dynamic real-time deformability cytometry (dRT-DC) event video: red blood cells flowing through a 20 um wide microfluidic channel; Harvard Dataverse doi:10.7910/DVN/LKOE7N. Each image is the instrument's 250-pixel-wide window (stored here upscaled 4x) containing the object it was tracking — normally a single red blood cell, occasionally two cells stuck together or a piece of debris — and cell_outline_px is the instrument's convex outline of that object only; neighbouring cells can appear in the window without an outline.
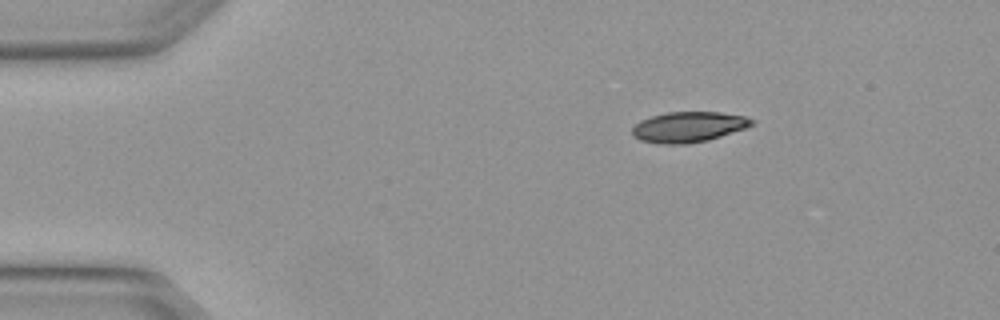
{"species": "Egyptian fruit bat (a non-hibernating species)", "species_latin": "Rousettus aegyptiacus", "temperature_condition": "warm", "stored_images_in_passage": 3, "camera_frame_rate_fps": 3000, "um_per_image_px": 0.085, "animal": {"sex": "female"}, "frame": {"image": 1, "passage_image": 1, "time_ms": 0.0, "image_size_px": [1000, 320], "cell_outline_px": [[752, 124], [744, 128], [708, 140], [688, 144], [656, 144], [640, 140], [632, 136], [632, 128], [640, 120], [652, 116], [668, 112], [720, 112], [744, 116], [752, 120]], "centroid_in_image_um": [58.45, 10.8], "position_along_channel_um": 26.6, "area_um2": 21.1}}
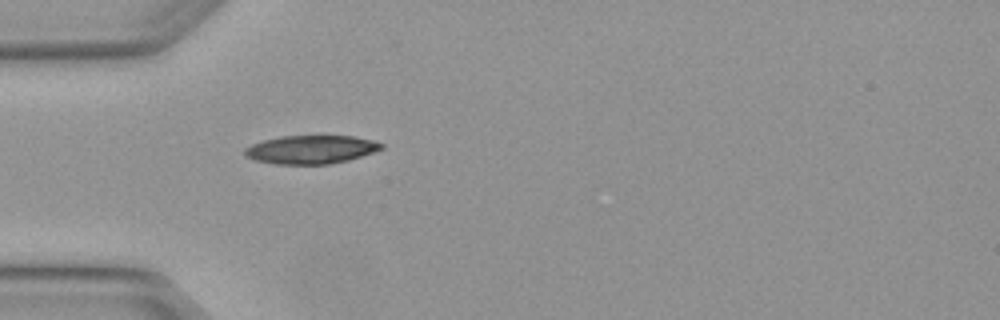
{"frame": {"image": 2, "passage_image": 3, "time_ms": 0.667, "image_size_px": [1000, 320], "cell_outline_px": [[384, 148], [348, 160], [328, 164], [276, 164], [256, 160], [244, 156], [244, 148], [252, 144], [264, 140], [280, 136], [352, 136], [372, 140], [384, 144]], "centroid_in_image_um": [26.41, 12.71], "position_along_channel_um": 58.6, "area_um2": 22.48}}